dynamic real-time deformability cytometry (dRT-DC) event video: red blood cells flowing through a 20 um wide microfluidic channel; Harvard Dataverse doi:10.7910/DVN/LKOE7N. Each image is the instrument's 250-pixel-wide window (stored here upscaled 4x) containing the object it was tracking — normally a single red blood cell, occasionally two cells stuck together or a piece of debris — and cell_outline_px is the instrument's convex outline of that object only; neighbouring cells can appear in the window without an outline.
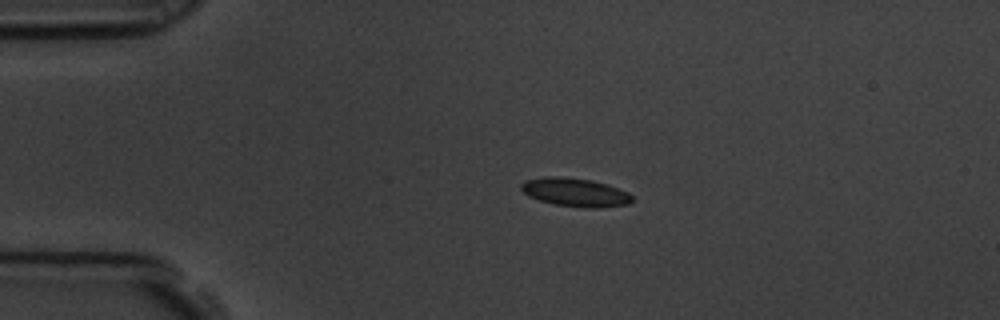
{"species": "common noctule bat (a hibernating species)", "species_latin": "Nyctalus noctula", "temperature_condition": "room temperature", "stored_images_in_passage": 14, "camera_frame_rate_fps": 3000, "um_per_image_px": 0.085, "animal": {"sex": "male", "body_mass_g": 19.5, "forearm_length_mm": 54.6}, "frame": {"image": 1, "passage_image": 3, "time_ms": 0.667, "image_size_px": [1000, 320], "cell_outline_px": [[632, 200], [628, 204], [600, 208], [588, 208], [556, 204], [540, 200], [528, 196], [520, 188], [520, 184], [524, 180], [544, 176], [560, 176], [592, 180], [608, 184], [628, 192], [632, 196]], "centroid_in_image_um": [48.88, 16.33], "position_along_channel_um": 36.1, "area_um2": 18.5}}
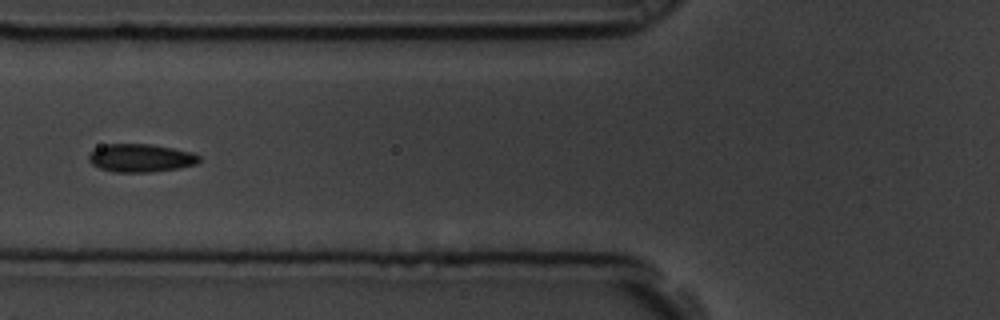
{"frame": {"image": 2, "passage_image": 5, "time_ms": 1.333, "image_size_px": [1000, 320], "cell_outline_px": [[200, 160], [196, 164], [176, 168], [148, 172], [112, 172], [100, 168], [92, 164], [88, 160], [88, 156], [96, 148], [108, 144], [152, 144], [192, 152], [200, 156]], "centroid_in_image_um": [11.95, 13.43], "position_along_channel_um": 113.8, "area_um2": 17.92}}
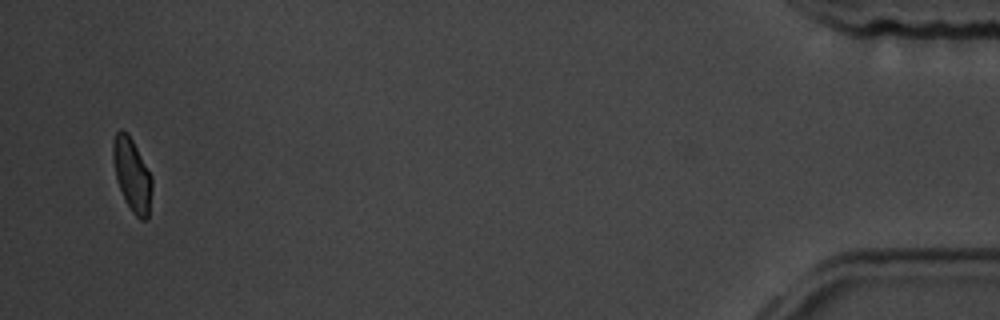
{"frame": {"image": 3, "passage_image": 14, "time_ms": 4.333, "image_size_px": [1000, 320], "cell_outline_px": [[152, 188], [148, 220], [140, 220], [132, 212], [124, 200], [116, 180], [112, 160], [112, 144], [116, 132], [120, 128], [128, 132], [152, 176]], "centroid_in_image_um": [11.21, 14.86], "position_along_channel_um": 424.0, "area_um2": 16.94}}